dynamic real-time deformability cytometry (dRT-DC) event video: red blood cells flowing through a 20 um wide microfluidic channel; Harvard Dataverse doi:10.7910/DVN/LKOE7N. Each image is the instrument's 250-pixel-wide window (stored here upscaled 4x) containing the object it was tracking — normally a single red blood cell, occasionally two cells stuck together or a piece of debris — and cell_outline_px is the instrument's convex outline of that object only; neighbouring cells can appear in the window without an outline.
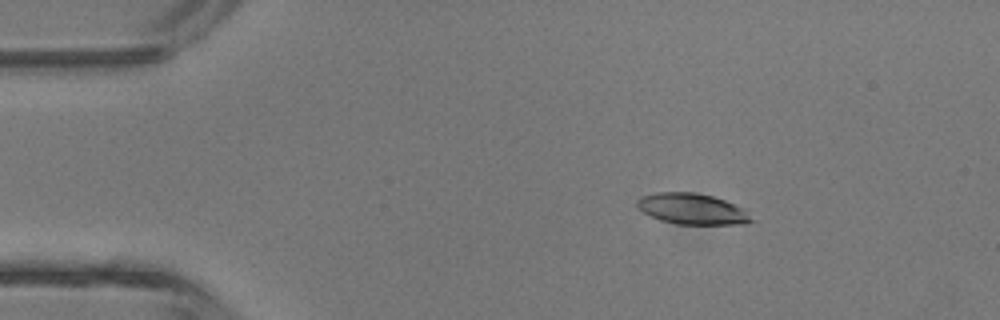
{"species": "common noctule bat (a hibernating species)", "species_latin": "Nyctalus noctula", "temperature_condition": "room temperature", "stored_images_in_passage": 5, "camera_frame_rate_fps": 3000, "um_per_image_px": 0.085, "animal": {"sex": "male", "body_mass_g": 13.3}, "frame": {"image": 1, "passage_image": 2, "time_ms": 2.333, "image_size_px": [1000, 320], "cell_outline_px": [[756, 220], [744, 224], [676, 224], [660, 220], [644, 212], [636, 204], [636, 200], [640, 196], [656, 192], [692, 192], [712, 196], [724, 200], [744, 208]], "centroid_in_image_um": [58.86, 17.76], "position_along_channel_um": 26.1, "area_um2": 20.63}}
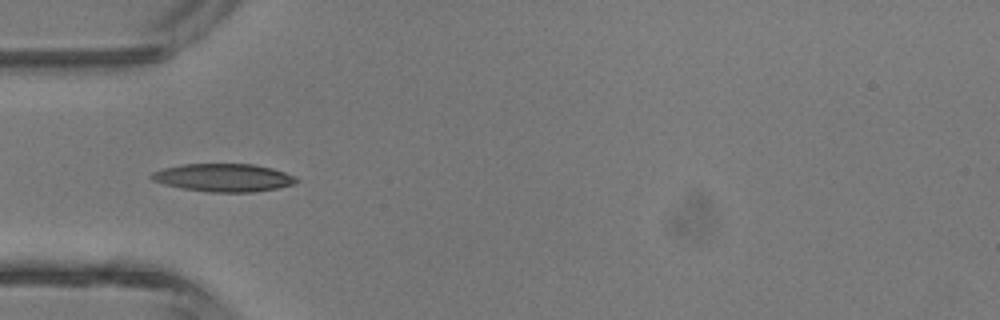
{"frame": {"image": 2, "passage_image": 4, "time_ms": 4.667, "image_size_px": [1000, 320], "cell_outline_px": [[300, 180], [292, 184], [276, 188], [252, 192], [208, 192], [180, 188], [164, 184], [152, 180], [148, 176], [152, 172], [164, 168], [184, 164], [252, 164], [272, 168], [296, 176]], "centroid_in_image_um": [18.98, 15.1], "position_along_channel_um": 66.0, "area_um2": 23.58}}
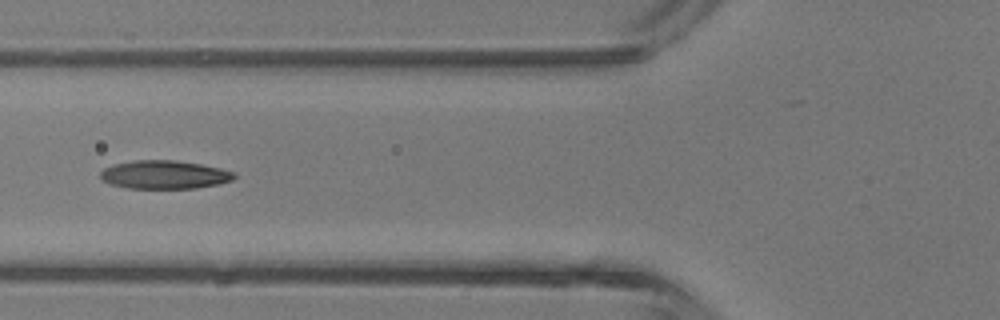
{"frame": {"image": 3, "passage_image": 5, "time_ms": 5.667, "image_size_px": [1000, 320], "cell_outline_px": [[236, 176], [232, 180], [216, 184], [196, 188], [128, 188], [108, 184], [100, 176], [100, 172], [104, 168], [112, 164], [132, 160], [176, 160], [200, 164], [220, 168], [236, 172]], "centroid_in_image_um": [13.95, 14.84], "position_along_channel_um": 111.9, "area_um2": 22.2}}